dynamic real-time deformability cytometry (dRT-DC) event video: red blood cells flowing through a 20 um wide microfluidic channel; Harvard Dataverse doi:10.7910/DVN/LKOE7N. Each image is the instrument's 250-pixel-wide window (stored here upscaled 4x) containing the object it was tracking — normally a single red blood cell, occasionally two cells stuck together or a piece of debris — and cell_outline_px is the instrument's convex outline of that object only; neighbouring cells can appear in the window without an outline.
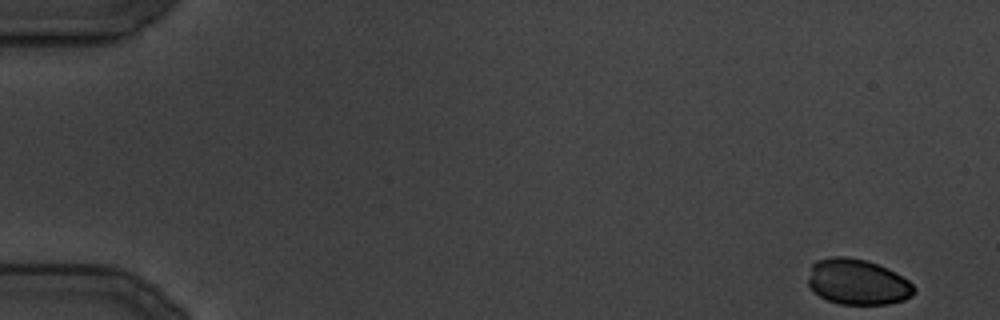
{"species": "common noctule bat (a hibernating species)", "species_latin": "Nyctalus noctula", "temperature_condition": "cold", "stored_images_in_passage": 19, "camera_frame_rate_fps": 3000, "um_per_image_px": 0.085, "animal": {"sex": "male", "body_mass_g": 19.5, "forearm_length_mm": 54.6}, "frame": {"image": 1, "passage_image": 1, "time_ms": 0.0, "image_size_px": [1000, 320], "cell_outline_px": [[916, 292], [912, 296], [904, 300], [888, 304], [840, 304], [828, 300], [820, 296], [808, 284], [808, 280], [812, 264], [816, 260], [832, 256], [844, 256], [864, 260], [876, 264], [908, 280], [916, 288]], "centroid_in_image_um": [72.89, 23.97], "position_along_channel_um": 12.1, "area_um2": 27.86}}
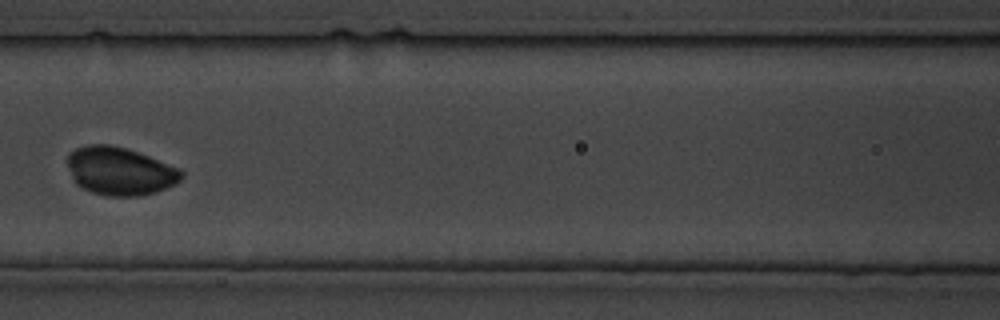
{"frame": {"image": 2, "passage_image": 16, "time_ms": 18.0, "image_size_px": [1000, 320], "cell_outline_px": [[184, 176], [176, 184], [152, 192], [136, 196], [112, 196], [92, 192], [76, 184], [72, 180], [68, 164], [68, 152], [76, 148], [88, 144], [108, 144], [124, 148], [148, 156], [180, 168], [184, 172]], "centroid_in_image_um": [10.18, 14.53], "position_along_channel_um": 156.4, "area_um2": 31.67}}